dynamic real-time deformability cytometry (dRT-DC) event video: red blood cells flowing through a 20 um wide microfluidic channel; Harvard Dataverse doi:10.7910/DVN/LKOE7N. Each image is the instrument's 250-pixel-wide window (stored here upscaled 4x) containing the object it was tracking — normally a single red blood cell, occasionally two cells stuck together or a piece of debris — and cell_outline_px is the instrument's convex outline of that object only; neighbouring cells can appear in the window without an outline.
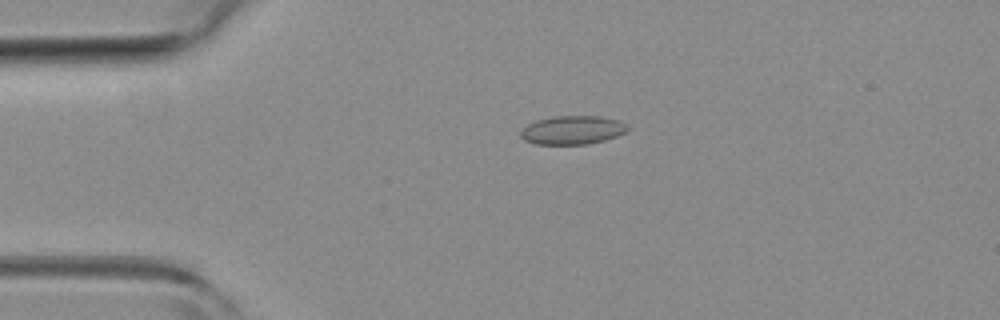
{"species": "common noctule bat (a hibernating species)", "species_latin": "Nyctalus noctula", "temperature_condition": "room temperature", "stored_images_in_passage": 40, "camera_frame_rate_fps": 3000, "um_per_image_px": 0.085, "animal": {"sex": "female", "body_mass_g": 19.3, "forearm_length_mm": 54.1}, "frame": {"image": 1, "passage_image": 3, "time_ms": 0.667, "image_size_px": [1000, 320], "cell_outline_px": [[628, 128], [624, 132], [616, 136], [604, 140], [588, 144], [536, 144], [524, 140], [520, 136], [520, 132], [528, 124], [536, 120], [556, 116], [600, 116], [616, 120], [624, 124]], "centroid_in_image_um": [48.61, 11.06], "position_along_channel_um": 36.4, "area_um2": 17.57}}
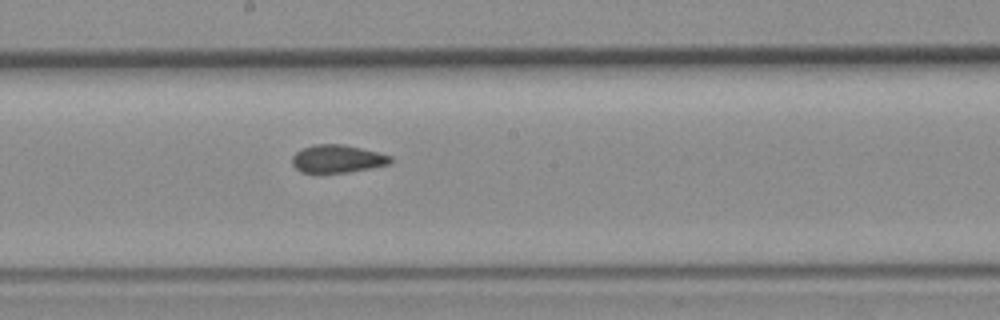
{"frame": {"image": 2, "passage_image": 18, "time_ms": 5.667, "image_size_px": [1000, 320], "cell_outline_px": [[392, 164], [372, 168], [348, 172], [300, 172], [292, 164], [292, 156], [296, 152], [304, 148], [316, 144], [344, 144], [392, 156]], "centroid_in_image_um": [28.7, 13.5], "position_along_channel_um": 219.5, "area_um2": 15.9}}
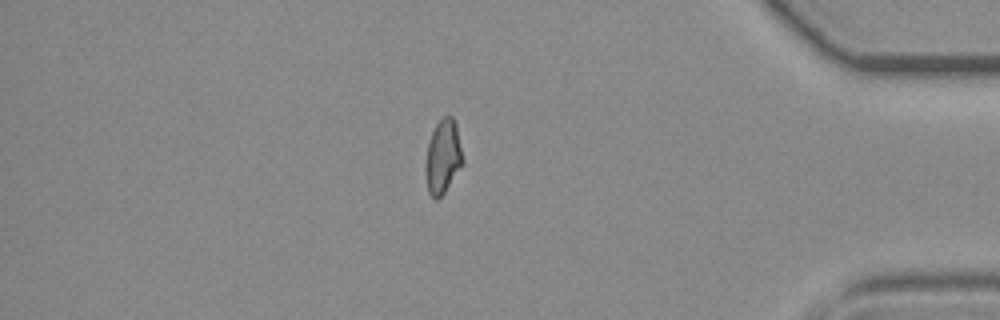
{"frame": {"image": 3, "passage_image": 33, "time_ms": 10.667, "image_size_px": [1000, 320], "cell_outline_px": [[464, 164], [444, 192], [436, 200], [428, 192], [424, 168], [428, 144], [432, 132], [436, 124], [444, 116], [452, 116], [456, 124], [464, 160]], "centroid_in_image_um": [37.66, 13.33], "position_along_channel_um": 397.5, "area_um2": 16.07}, "authors_computed_cell_mechanics": {"area_um2": 16.2418, "velocity_mm_per_s": 4.325, "shape_relaxation_time_tau1_ms": null, "shape_relaxation_time_tau2_ms": 1.3663, "deformation_change_tau1": null, "deformation_change_tau2": 0.0767}}